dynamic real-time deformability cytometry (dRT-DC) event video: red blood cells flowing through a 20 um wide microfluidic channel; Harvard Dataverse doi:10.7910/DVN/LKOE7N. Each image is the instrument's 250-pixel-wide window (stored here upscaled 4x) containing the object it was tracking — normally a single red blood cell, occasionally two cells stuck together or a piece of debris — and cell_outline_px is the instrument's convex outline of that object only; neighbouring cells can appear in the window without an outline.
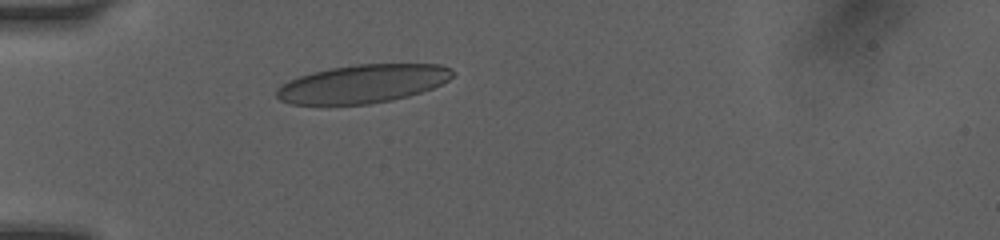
{"species": "human", "species_latin": "Homo sapiens", "temperature_condition": "room temperature", "stored_images_in_passage": 3, "camera_frame_rate_fps": 3000, "um_per_image_px": 0.085, "donor": {"sex": "female"}, "frame": {"image": 1, "passage_image": 1, "time_ms": 0.0, "image_size_px": [1000, 240], "cell_outline_px": [[456, 72], [448, 80], [432, 88], [408, 96], [392, 100], [368, 104], [288, 104], [280, 100], [276, 96], [276, 88], [280, 84], [288, 80], [312, 72], [352, 64], [440, 64], [452, 68]], "centroid_in_image_um": [30.82, 7.11], "position_along_channel_um": 54.2, "area_um2": 39.42}}
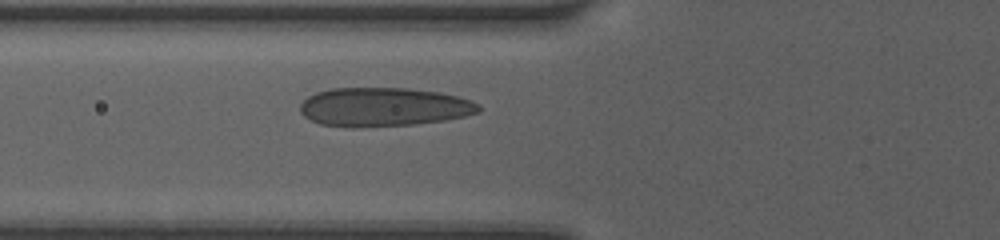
{"frame": {"image": 2, "passage_image": 3, "time_ms": 1.333, "image_size_px": [1000, 240], "cell_outline_px": [[480, 112], [464, 116], [444, 120], [412, 124], [356, 128], [348, 128], [320, 124], [304, 116], [300, 112], [300, 104], [308, 96], [316, 92], [332, 88], [408, 88], [440, 92], [472, 100], [480, 104]], "centroid_in_image_um": [32.6, 9.1], "position_along_channel_um": 93.2, "area_um2": 40.63}}